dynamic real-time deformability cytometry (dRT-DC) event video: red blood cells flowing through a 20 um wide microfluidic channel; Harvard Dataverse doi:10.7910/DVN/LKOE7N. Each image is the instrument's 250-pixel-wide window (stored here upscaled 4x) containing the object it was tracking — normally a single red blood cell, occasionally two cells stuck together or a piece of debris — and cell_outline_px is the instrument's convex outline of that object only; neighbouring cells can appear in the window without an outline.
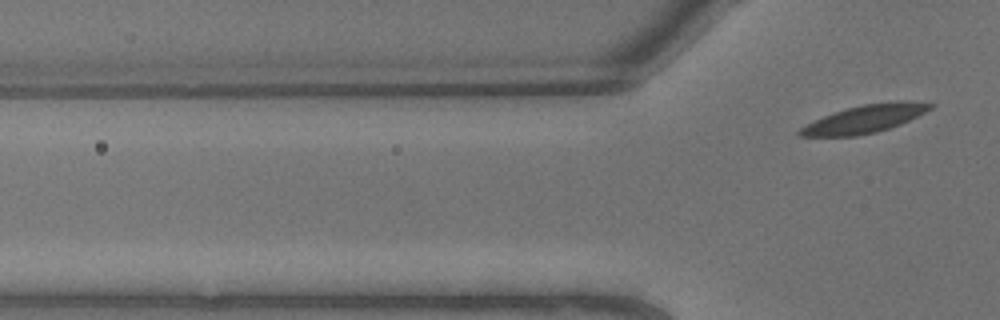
{"species": "common noctule bat (a hibernating species)", "species_latin": "Nyctalus noctula", "temperature_condition": "warm", "stored_images_in_passage": 4, "camera_frame_rate_fps": 3000, "um_per_image_px": 0.085, "animal": {"sex": "male", "body_mass_g": 13.3}, "frame": {"image": 1, "passage_image": 4, "time_ms": 1.0, "image_size_px": [1000, 320], "cell_outline_px": [[936, 104], [932, 108], [900, 124], [876, 132], [856, 136], [796, 136], [796, 132], [800, 128], [824, 116], [848, 108], [864, 104], [896, 100], [908, 100]], "centroid_in_image_um": [73.52, 10.1], "position_along_channel_um": 52.3, "area_um2": 20.92}}